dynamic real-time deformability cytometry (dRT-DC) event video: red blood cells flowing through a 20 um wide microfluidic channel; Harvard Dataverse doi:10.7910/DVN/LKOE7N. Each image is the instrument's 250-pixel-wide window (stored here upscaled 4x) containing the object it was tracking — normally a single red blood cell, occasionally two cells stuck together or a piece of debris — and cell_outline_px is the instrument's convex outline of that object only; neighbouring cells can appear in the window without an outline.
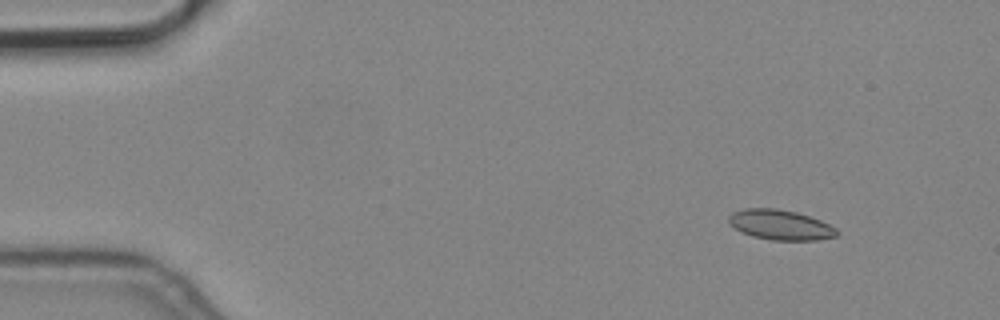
{"species": "common noctule bat (a hibernating species)", "species_latin": "Nyctalus noctula", "temperature_condition": "cold", "stored_images_in_passage": 4, "camera_frame_rate_fps": 3000, "um_per_image_px": 0.085, "animal": {"sex": "male", "body_mass_g": 19.2, "forearm_length_mm": 51.8}, "frame": {"image": 1, "passage_image": 1, "time_ms": 0.0, "image_size_px": [1000, 320], "cell_outline_px": [[840, 232], [836, 236], [816, 240], [772, 240], [752, 236], [736, 228], [728, 220], [728, 216], [732, 212], [744, 208], [776, 208], [796, 212], [820, 220], [836, 228]], "centroid_in_image_um": [66.34, 19.1], "position_along_channel_um": 18.7, "area_um2": 18.79}}
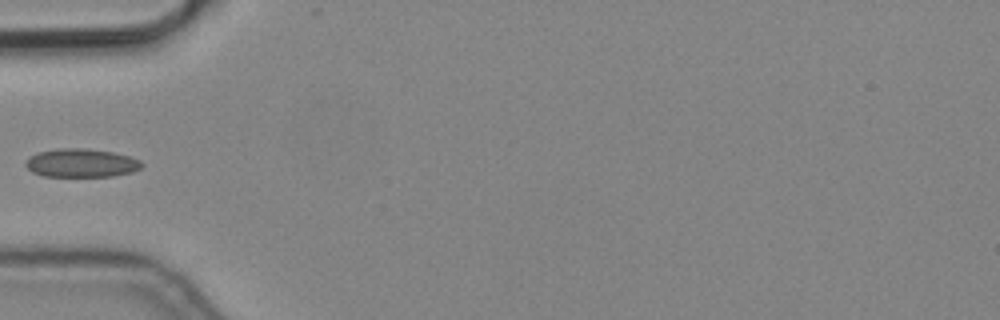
{"frame": {"image": 2, "passage_image": 3, "time_ms": 0.667, "image_size_px": [1000, 320], "cell_outline_px": [[144, 164], [140, 168], [132, 172], [112, 176], [44, 176], [32, 172], [24, 164], [28, 156], [36, 152], [60, 148], [84, 148], [112, 152], [128, 156], [140, 160]], "centroid_in_image_um": [6.87, 13.85], "position_along_channel_um": 78.1, "area_um2": 19.31}}
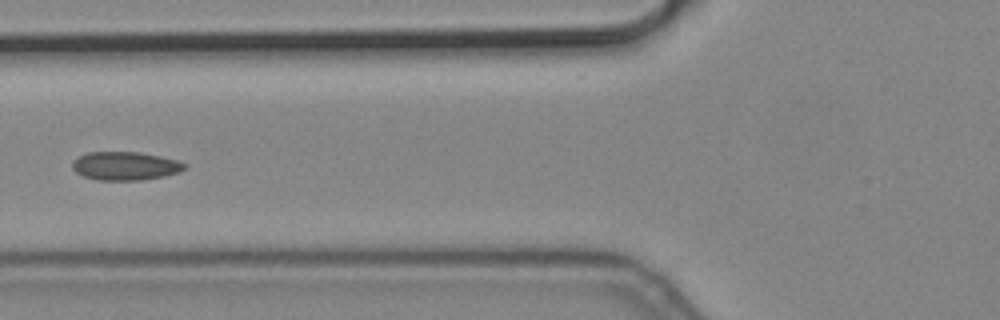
{"frame": {"image": 3, "passage_image": 4, "time_ms": 1.0, "image_size_px": [1000, 320], "cell_outline_px": [[188, 168], [180, 172], [164, 176], [140, 180], [96, 180], [84, 176], [76, 172], [72, 168], [72, 164], [80, 156], [88, 152], [140, 152], [160, 156], [176, 160], [188, 164]], "centroid_in_image_um": [10.7, 14.11], "position_along_channel_um": 115.1, "area_um2": 18.61}}